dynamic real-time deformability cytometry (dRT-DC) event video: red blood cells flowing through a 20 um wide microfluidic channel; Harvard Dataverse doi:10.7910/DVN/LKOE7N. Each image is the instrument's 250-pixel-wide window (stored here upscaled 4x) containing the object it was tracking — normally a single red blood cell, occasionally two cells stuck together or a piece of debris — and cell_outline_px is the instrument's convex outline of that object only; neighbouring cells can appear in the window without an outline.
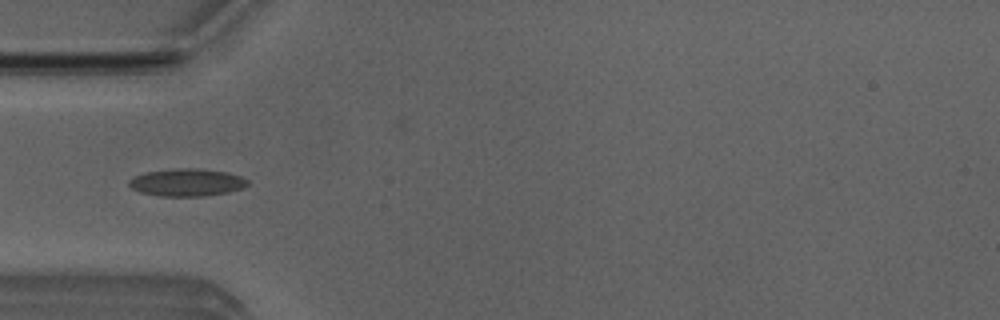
{"species": "Egyptian fruit bat (a non-hibernating species)", "species_latin": "Rousettus aegyptiacus", "temperature_condition": "room temperature", "stored_images_in_passage": 48, "camera_frame_rate_fps": 3000, "um_per_image_px": 0.085, "animal": {"sex": "male"}, "frame": {"image": 1, "passage_image": 13, "time_ms": 4.0, "image_size_px": [1000, 320], "cell_outline_px": [[248, 184], [244, 188], [228, 192], [204, 196], [156, 196], [140, 192], [132, 188], [128, 184], [128, 180], [136, 176], [148, 172], [176, 168], [200, 168], [228, 172], [240, 176], [248, 180]], "centroid_in_image_um": [15.9, 15.51], "position_along_channel_um": 69.1, "area_um2": 19.07}}
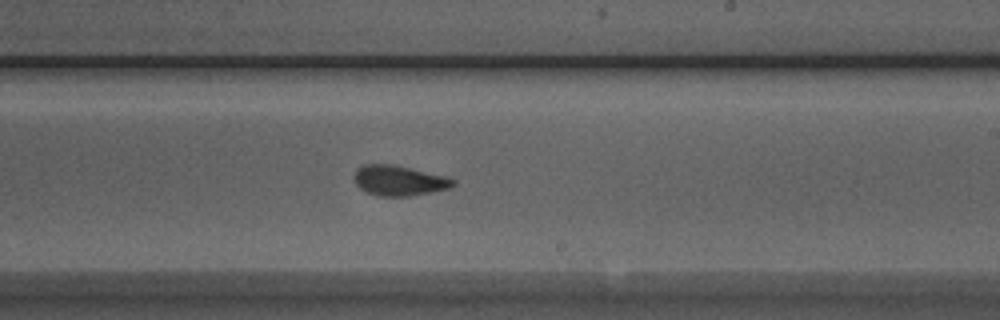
{"frame": {"image": 2, "passage_image": 27, "time_ms": 8.667, "image_size_px": [1000, 320], "cell_outline_px": [[456, 184], [448, 188], [408, 196], [376, 196], [360, 188], [356, 184], [356, 168], [364, 164], [392, 164], [444, 176], [456, 180]], "centroid_in_image_um": [33.9, 15.34], "position_along_channel_um": 255.1, "area_um2": 17.05}}
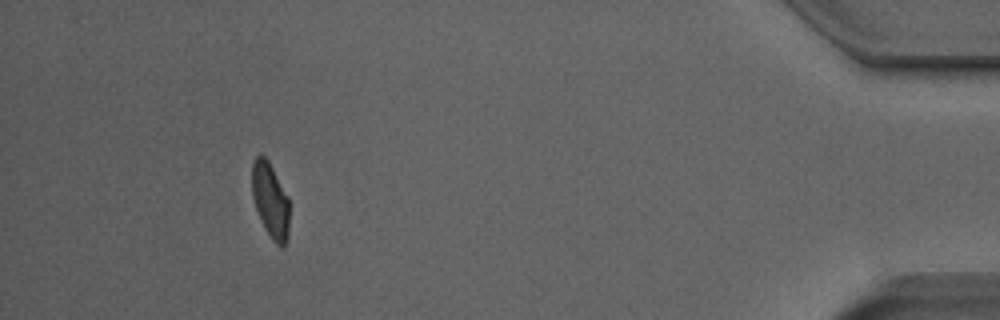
{"frame": {"image": 3, "passage_image": 44, "time_ms": 14.333, "image_size_px": [1000, 320], "cell_outline_px": [[288, 240], [284, 248], [280, 248], [272, 240], [264, 228], [256, 208], [252, 196], [252, 164], [256, 156], [260, 152], [268, 160], [288, 196]], "centroid_in_image_um": [22.98, 17.05], "position_along_channel_um": 412.2, "area_um2": 16.47}, "authors_computed_cell_mechanics": {"area_um2": 17.3689, "velocity_mm_per_s": 3.9751, "shape_relaxation_time_tau1_ms": 3.2295, "shape_relaxation_time_tau2_ms": 1.1807, "deformation_change_tau1": 0.1255, "deformation_change_tau2": 0.0717}}